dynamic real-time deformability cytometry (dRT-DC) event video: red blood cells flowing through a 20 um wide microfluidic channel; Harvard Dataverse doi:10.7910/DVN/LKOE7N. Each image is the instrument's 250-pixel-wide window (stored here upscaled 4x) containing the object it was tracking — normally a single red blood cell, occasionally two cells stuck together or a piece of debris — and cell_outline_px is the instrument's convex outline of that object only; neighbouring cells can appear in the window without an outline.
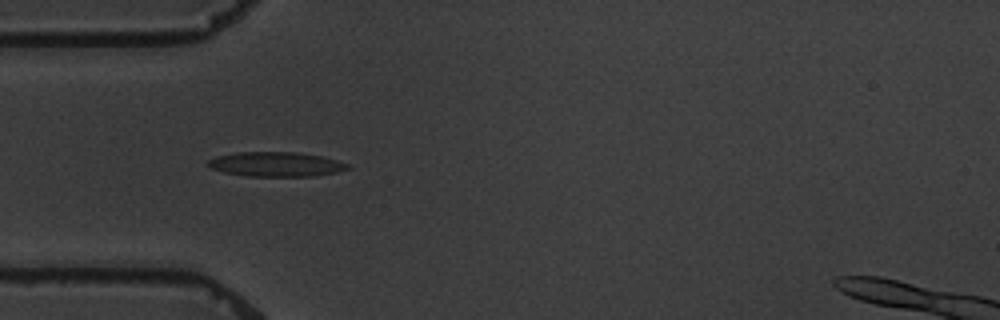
{"species": "common noctule bat (a hibernating species)", "species_latin": "Nyctalus noctula", "temperature_condition": "warm", "stored_images_in_passage": 5, "camera_frame_rate_fps": 3000, "um_per_image_px": 0.085, "animal": {"sex": "male", "body_mass_g": 19.5, "forearm_length_mm": 54.6}, "frame": {"image": 1, "passage_image": 4, "time_ms": 4.667, "image_size_px": [1000, 320], "cell_outline_px": [[352, 168], [336, 172], [316, 176], [248, 176], [224, 172], [212, 168], [208, 164], [208, 160], [216, 156], [236, 152], [300, 152], [320, 156], [336, 160], [348, 164]], "centroid_in_image_um": [23.48, 13.96], "position_along_channel_um": 61.5, "area_um2": 19.94}}
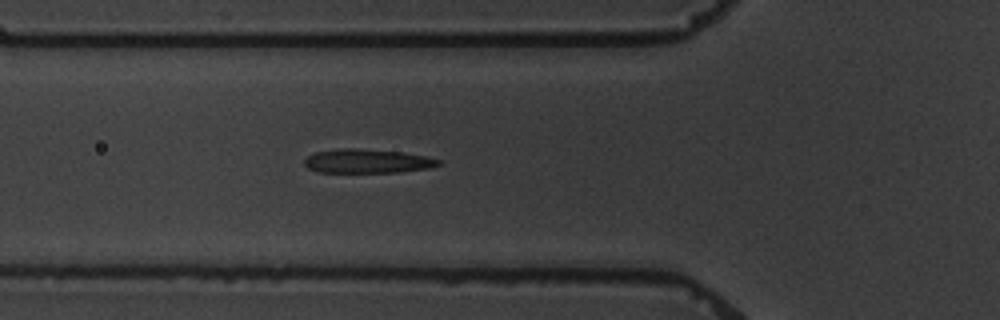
{"frame": {"image": 2, "passage_image": 5, "time_ms": 5.667, "image_size_px": [1000, 320], "cell_outline_px": [[440, 164], [428, 168], [400, 172], [320, 172], [308, 168], [304, 164], [304, 160], [308, 156], [316, 152], [340, 148], [356, 148], [404, 152], [424, 156], [440, 160]], "centroid_in_image_um": [31.2, 13.69], "position_along_channel_um": 94.6, "area_um2": 18.61}}